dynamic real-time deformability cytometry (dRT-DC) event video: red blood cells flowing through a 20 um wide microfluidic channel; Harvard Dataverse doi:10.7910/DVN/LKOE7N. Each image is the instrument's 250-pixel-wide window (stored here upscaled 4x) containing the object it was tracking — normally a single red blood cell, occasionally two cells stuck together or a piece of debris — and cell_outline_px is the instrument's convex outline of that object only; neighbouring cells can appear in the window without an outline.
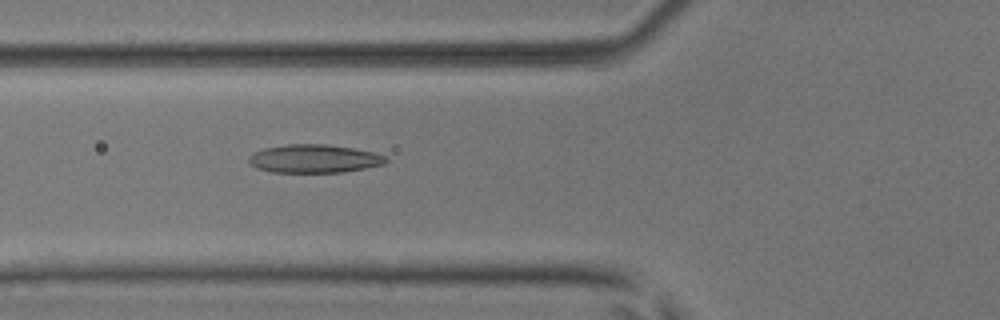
{"species": "common noctule bat (a hibernating species)", "species_latin": "Nyctalus noctula", "temperature_condition": "room temperature", "stored_images_in_passage": 45, "camera_frame_rate_fps": 3000, "um_per_image_px": 0.085, "animal": {"sex": "male", "body_mass_g": 17.9, "forearm_length_mm": 54.2}, "frame": {"image": 1, "passage_image": 14, "time_ms": 4.333, "image_size_px": [1000, 320], "cell_outline_px": [[388, 160], [384, 164], [344, 172], [272, 172], [256, 168], [248, 160], [248, 156], [252, 152], [264, 148], [288, 144], [324, 144], [356, 148], [388, 156]], "centroid_in_image_um": [26.7, 13.48], "position_along_channel_um": 99.1, "area_um2": 22.72}}
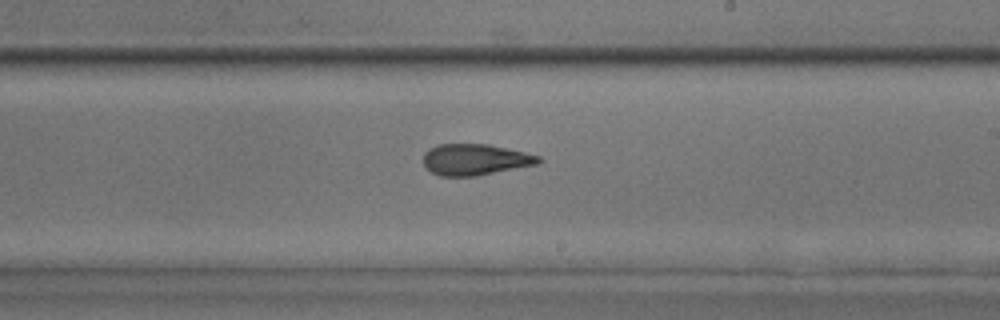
{"frame": {"image": 2, "passage_image": 25, "time_ms": 8.0, "image_size_px": [1000, 320], "cell_outline_px": [[544, 160], [540, 164], [476, 176], [440, 176], [432, 172], [424, 164], [424, 152], [428, 148], [436, 144], [488, 144], [524, 152], [540, 156]], "centroid_in_image_um": [40.41, 13.56], "position_along_channel_um": 248.6, "area_um2": 21.1}}
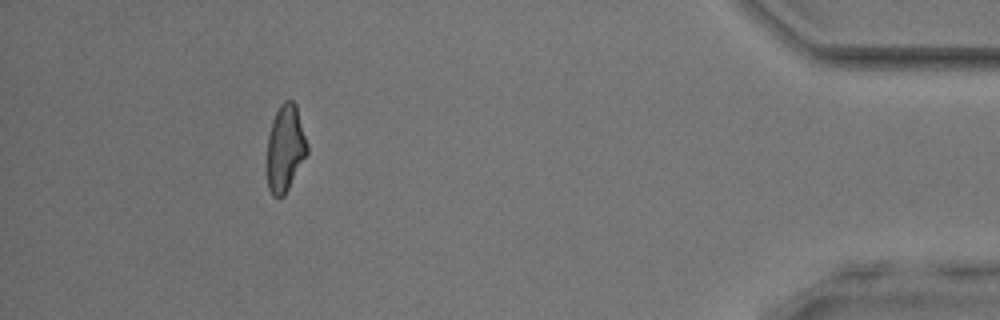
{"frame": {"image": 3, "passage_image": 41, "time_ms": 13.333, "image_size_px": [1000, 320], "cell_outline_px": [[308, 152], [284, 196], [272, 196], [268, 188], [268, 136], [272, 120], [280, 104], [284, 100], [292, 100], [296, 104], [308, 144]], "centroid_in_image_um": [24.26, 12.57], "position_along_channel_um": 410.9, "area_um2": 20.11}, "authors_computed_cell_mechanics": {"area_um2": 21.5016, "velocity_mm_per_s": 4.0866, "shape_relaxation_time_tau1_ms": 7.0281, "shape_relaxation_time_tau2_ms": 1.8523, "deformation_change_tau1": 0.1908, "deformation_change_tau2": 0.0971}}